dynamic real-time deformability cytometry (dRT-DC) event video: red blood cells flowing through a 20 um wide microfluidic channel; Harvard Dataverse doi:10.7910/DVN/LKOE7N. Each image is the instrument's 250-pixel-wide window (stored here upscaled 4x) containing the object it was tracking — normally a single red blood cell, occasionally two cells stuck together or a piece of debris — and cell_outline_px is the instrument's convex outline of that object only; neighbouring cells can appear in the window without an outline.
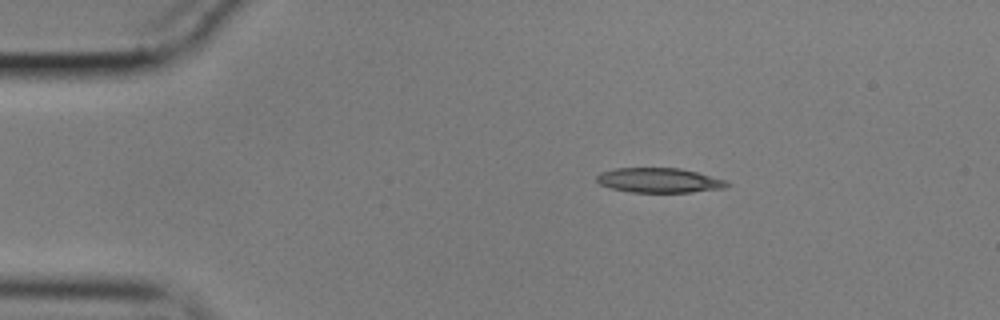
{"species": "common noctule bat (a hibernating species)", "species_latin": "Nyctalus noctula", "temperature_condition": "cold", "stored_images_in_passage": 47, "camera_frame_rate_fps": 3000, "um_per_image_px": 0.085, "animal": {"sex": "male", "body_mass_g": 17.9}, "frame": {"image": 1, "passage_image": 1, "time_ms": 0.0, "image_size_px": [1000, 320], "cell_outline_px": [[732, 184], [724, 188], [692, 192], [632, 192], [612, 188], [600, 184], [596, 180], [596, 176], [600, 172], [616, 168], [680, 168], [728, 180]], "centroid_in_image_um": [56.06, 15.32], "position_along_channel_um": 28.9, "area_um2": 18.79}}
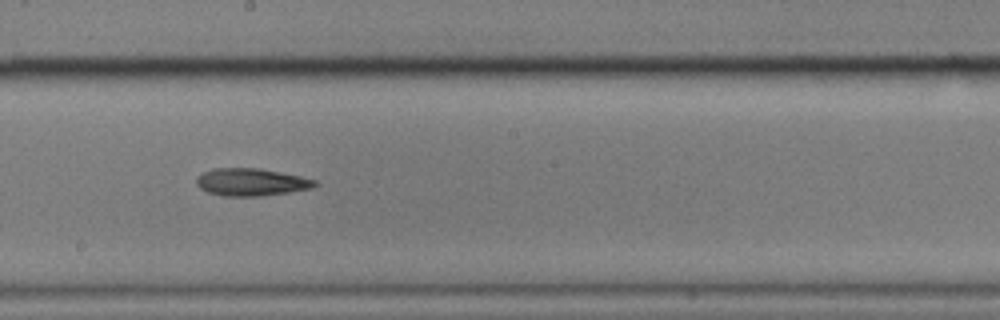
{"frame": {"image": 2, "passage_image": 22, "time_ms": 7.0, "image_size_px": [1000, 320], "cell_outline_px": [[320, 184], [312, 188], [288, 192], [260, 196], [224, 196], [208, 192], [200, 188], [196, 184], [196, 176], [212, 168], [260, 168], [300, 176], [316, 180]], "centroid_in_image_um": [21.35, 15.47], "position_along_channel_um": 226.9, "area_um2": 19.02}}
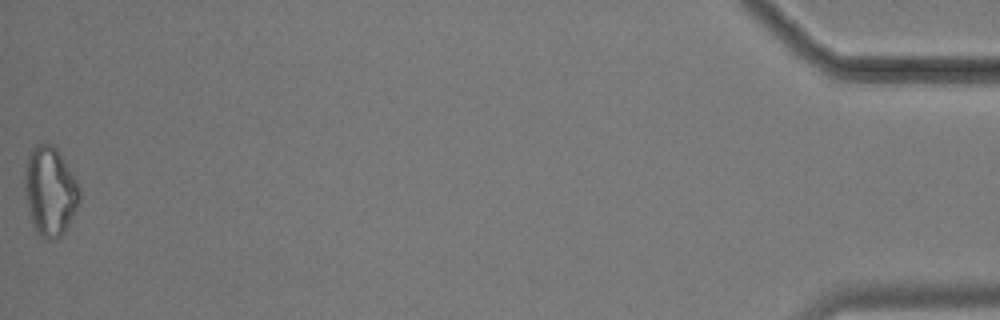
{"frame": {"image": 3, "passage_image": 47, "time_ms": 15.333, "image_size_px": [1000, 320], "cell_outline_px": [[80, 200], [64, 232], [60, 236], [52, 240], [48, 240], [40, 236], [36, 232], [28, 208], [24, 192], [24, 168], [28, 156], [32, 148], [36, 144], [52, 144], [56, 148], [76, 180], [80, 188]], "centroid_in_image_um": [4.23, 16.25], "position_along_channel_um": 431.0, "area_um2": 28.26}, "authors_computed_cell_mechanics": {"area_um2": 19.1896, "velocity_mm_per_s": 3.5933, "shape_relaxation_time_tau1_ms": null, "shape_relaxation_time_tau2_ms": 9.6981, "deformation_change_tau1": null, "deformation_change_tau2": 0.2733}}